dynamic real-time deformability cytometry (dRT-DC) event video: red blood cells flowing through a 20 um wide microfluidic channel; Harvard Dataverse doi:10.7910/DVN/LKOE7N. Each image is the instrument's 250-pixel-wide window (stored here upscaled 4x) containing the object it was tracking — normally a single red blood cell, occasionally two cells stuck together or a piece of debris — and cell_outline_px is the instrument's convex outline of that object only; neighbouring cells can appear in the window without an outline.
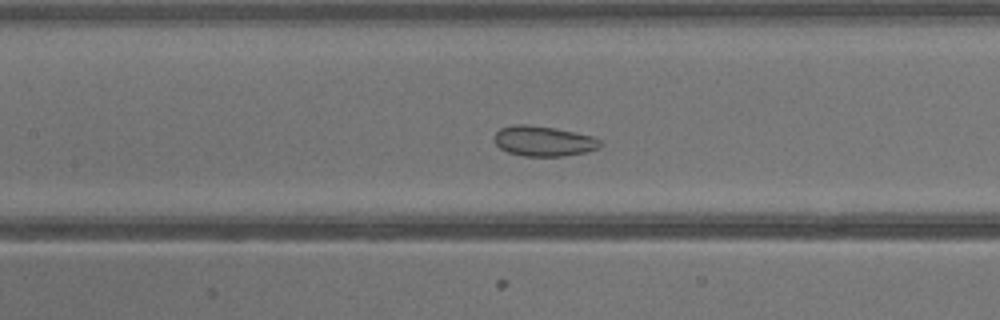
{"species": "common noctule bat (a hibernating species)", "species_latin": "Nyctalus noctula", "temperature_condition": "warm", "stored_images_in_passage": 42, "camera_frame_rate_fps": 3000, "um_per_image_px": 0.085, "animal": {"sex": "male", "body_mass_g": 13.3}, "frame": {"image": 1, "passage_image": 20, "time_ms": 6.333, "image_size_px": [1000, 320], "cell_outline_px": [[604, 144], [600, 148], [588, 152], [564, 156], [524, 156], [508, 152], [500, 148], [496, 144], [496, 132], [500, 128], [512, 124], [528, 124], [556, 128], [592, 136], [604, 140]], "centroid_in_image_um": [46.28, 11.99], "position_along_channel_um": 161.1, "area_um2": 18.9}}
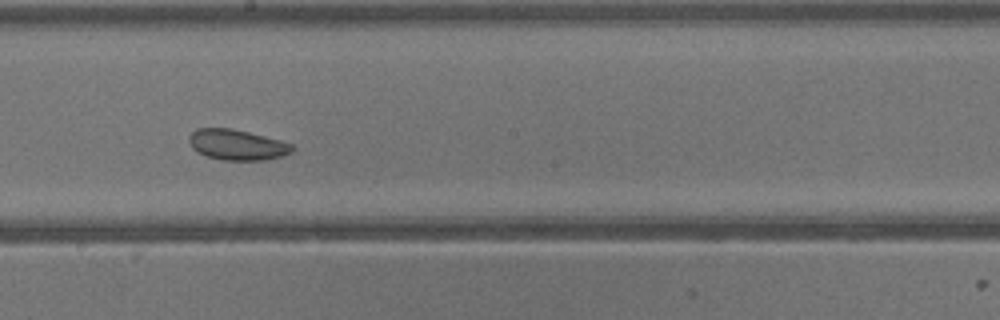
{"frame": {"image": 2, "passage_image": 24, "time_ms": 7.667, "image_size_px": [1000, 320], "cell_outline_px": [[296, 148], [292, 152], [280, 156], [264, 160], [220, 160], [196, 152], [192, 148], [188, 140], [188, 136], [196, 128], [232, 128], [280, 140], [292, 144]], "centroid_in_image_um": [20.13, 12.3], "position_along_channel_um": 228.1, "area_um2": 18.44}}
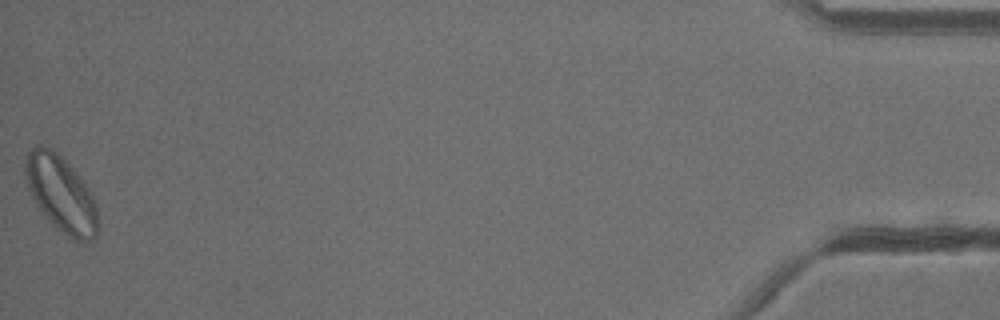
{"frame": {"image": 3, "passage_image": 42, "time_ms": 13.667, "image_size_px": [1000, 320], "cell_outline_px": [[100, 228], [96, 236], [84, 244], [60, 232], [44, 216], [36, 204], [28, 188], [24, 176], [24, 156], [36, 144], [40, 144], [56, 152], [72, 168], [84, 184], [92, 196], [96, 204], [100, 224]], "centroid_in_image_um": [5.18, 16.52], "position_along_channel_um": 430.0, "area_um2": 32.43}}